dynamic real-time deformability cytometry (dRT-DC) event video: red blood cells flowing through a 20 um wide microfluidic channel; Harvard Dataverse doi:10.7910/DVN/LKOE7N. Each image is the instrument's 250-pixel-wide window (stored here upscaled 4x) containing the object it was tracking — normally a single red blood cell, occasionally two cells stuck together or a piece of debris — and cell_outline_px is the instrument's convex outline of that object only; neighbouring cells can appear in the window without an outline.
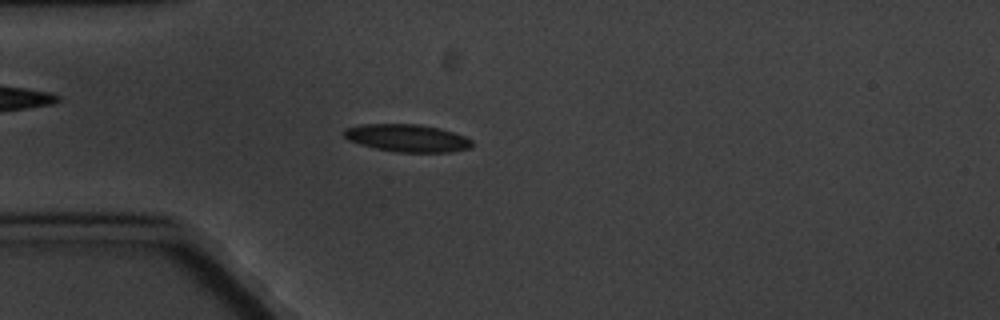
{"species": "common noctule bat (a hibernating species)", "species_latin": "Nyctalus noctula", "temperature_condition": "cold", "stored_images_in_passage": 4, "camera_frame_rate_fps": 3000, "um_per_image_px": 0.085, "animal": {"sex": "male", "body_mass_g": 20.1, "forearm_length_mm": 53.5}, "frame": {"image": 1, "passage_image": 4, "time_ms": 3.333, "image_size_px": [1000, 320], "cell_outline_px": [[472, 148], [452, 152], [396, 152], [376, 148], [360, 144], [348, 140], [340, 132], [344, 128], [360, 124], [420, 124], [440, 128], [464, 136], [472, 140]], "centroid_in_image_um": [34.59, 11.73], "position_along_channel_um": 50.4, "area_um2": 20.75}}